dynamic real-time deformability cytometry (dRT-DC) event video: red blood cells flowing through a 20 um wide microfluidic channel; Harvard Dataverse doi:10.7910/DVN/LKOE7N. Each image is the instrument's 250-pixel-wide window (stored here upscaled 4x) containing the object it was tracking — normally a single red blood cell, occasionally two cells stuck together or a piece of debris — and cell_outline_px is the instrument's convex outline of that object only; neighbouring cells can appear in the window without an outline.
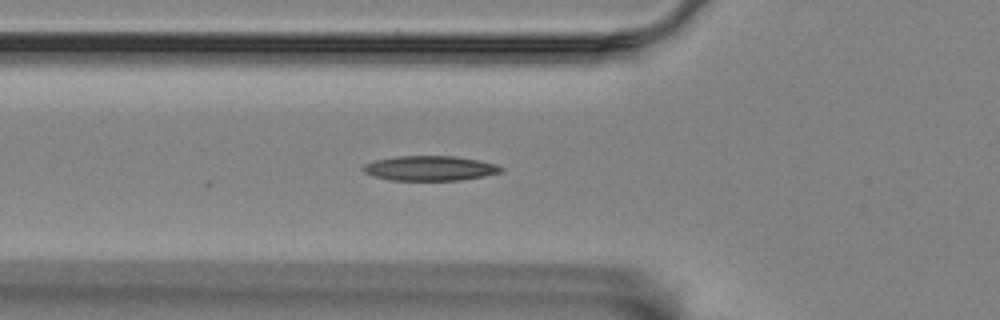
{"species": "Egyptian fruit bat (a non-hibernating species)", "species_latin": "Rousettus aegyptiacus", "temperature_condition": "room temperature", "stored_images_in_passage": 4, "camera_frame_rate_fps": 3000, "um_per_image_px": 0.085, "animal": {"sex": "female"}, "frame": {"image": 1, "passage_image": 4, "time_ms": 1.0, "image_size_px": [1000, 320], "cell_outline_px": [[504, 172], [484, 176], [460, 180], [388, 180], [372, 176], [364, 172], [360, 168], [364, 164], [376, 160], [396, 156], [456, 156], [480, 160], [496, 164], [504, 168]], "centroid_in_image_um": [36.55, 14.3], "position_along_channel_um": 89.3, "area_um2": 20.17}}